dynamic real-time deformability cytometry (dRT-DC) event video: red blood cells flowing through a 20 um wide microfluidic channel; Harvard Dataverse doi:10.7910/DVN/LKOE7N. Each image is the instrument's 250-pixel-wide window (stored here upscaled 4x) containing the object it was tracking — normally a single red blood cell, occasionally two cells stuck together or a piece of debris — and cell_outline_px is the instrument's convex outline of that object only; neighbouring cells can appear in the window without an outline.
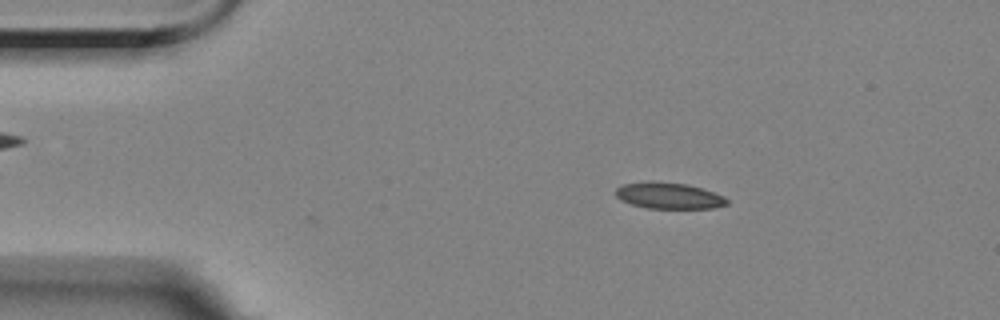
{"species": "Egyptian fruit bat (a non-hibernating species)", "species_latin": "Rousettus aegyptiacus", "temperature_condition": "room temperature", "stored_images_in_passage": 9, "camera_frame_rate_fps": 3000, "um_per_image_px": 0.085, "animal": {"sex": "female"}, "frame": {"image": 1, "passage_image": 9, "time_ms": 2.667, "image_size_px": [1000, 320], "cell_outline_px": [[728, 204], [712, 208], [648, 208], [632, 204], [620, 200], [616, 196], [616, 188], [624, 184], [688, 184], [724, 196], [728, 200]], "centroid_in_image_um": [56.9, 16.68], "position_along_channel_um": 28.1, "area_um2": 16.07}}